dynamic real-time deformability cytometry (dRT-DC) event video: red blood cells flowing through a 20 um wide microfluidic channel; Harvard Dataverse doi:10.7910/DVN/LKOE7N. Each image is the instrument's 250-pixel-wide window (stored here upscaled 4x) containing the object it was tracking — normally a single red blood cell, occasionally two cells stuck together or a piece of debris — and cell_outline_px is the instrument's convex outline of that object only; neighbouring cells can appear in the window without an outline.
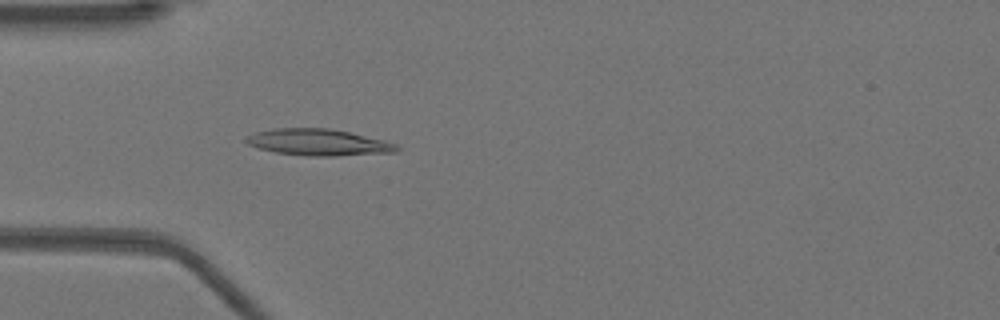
{"species": "Egyptian fruit bat (a non-hibernating species)", "species_latin": "Rousettus aegyptiacus", "temperature_condition": "warm", "stored_images_in_passage": 51, "camera_frame_rate_fps": 3000, "um_per_image_px": 0.085, "animal": {"sex": "female"}, "frame": {"image": 1, "passage_image": 14, "time_ms": 4.333, "image_size_px": [1000, 320], "cell_outline_px": [[400, 148], [396, 152], [336, 156], [304, 156], [276, 152], [256, 148], [248, 144], [244, 140], [244, 136], [256, 132], [276, 128], [328, 128], [348, 132], [384, 140], [396, 144]], "centroid_in_image_um": [27.02, 12.1], "position_along_channel_um": 58.0, "area_um2": 23.35}}
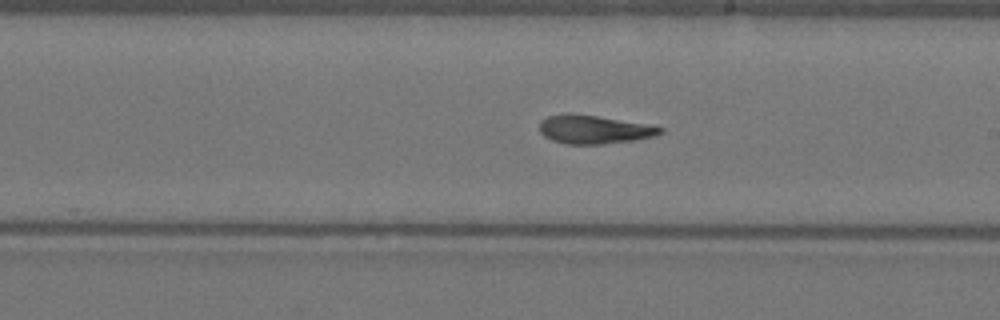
{"frame": {"image": 2, "passage_image": 28, "time_ms": 9.0, "image_size_px": [1000, 320], "cell_outline_px": [[664, 132], [656, 136], [636, 140], [600, 144], [564, 144], [552, 140], [544, 136], [540, 132], [540, 120], [548, 116], [568, 112], [652, 124], [664, 128]], "centroid_in_image_um": [50.53, 11.0], "position_along_channel_um": 238.5, "area_um2": 20.4}}
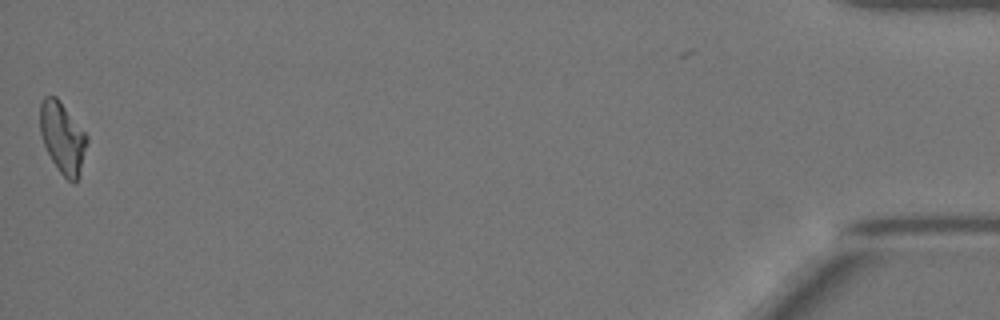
{"frame": {"image": 3, "passage_image": 50, "time_ms": 16.333, "image_size_px": [1000, 320], "cell_outline_px": [[88, 140], [80, 176], [76, 184], [72, 184], [60, 172], [52, 160], [44, 144], [40, 132], [40, 104], [44, 96], [56, 96], [88, 136]], "centroid_in_image_um": [5.34, 11.74], "position_along_channel_um": 429.9, "area_um2": 19.42}, "authors_computed_cell_mechanics": {"area_um2": 20.4034, "velocity_mm_per_s": 3.9326, "shape_relaxation_time_tau1_ms": null, "shape_relaxation_time_tau2_ms": 3.2937, "deformation_change_tau1": null, "deformation_change_tau2": 0.1089}}